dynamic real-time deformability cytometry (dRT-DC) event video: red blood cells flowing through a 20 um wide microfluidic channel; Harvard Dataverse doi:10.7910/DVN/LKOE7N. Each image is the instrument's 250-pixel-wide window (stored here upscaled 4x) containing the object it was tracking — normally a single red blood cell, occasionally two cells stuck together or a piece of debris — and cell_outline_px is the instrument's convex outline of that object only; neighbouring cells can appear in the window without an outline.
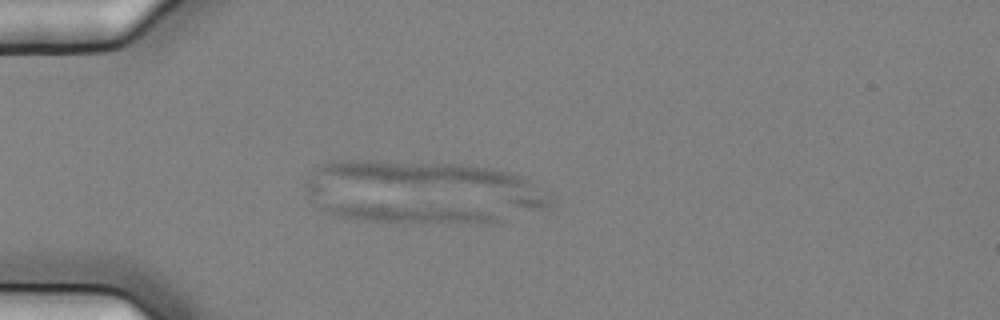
{"species": "common noctule bat (a hibernating species)", "species_latin": "Nyctalus noctula", "temperature_condition": "cold", "stored_images_in_passage": 7, "segment_of_instrument_passage": [1, 2], "camera_frame_rate_fps": 3000, "um_per_image_px": 0.085, "animal": {"sex": "female", "body_mass_g": 25.1}, "frame": {"image": 1, "passage_image": 5, "time_ms": 1.333, "image_size_px": [1000, 320], "cell_outline_px": [[496, 220], [360, 220], [336, 216], [320, 208], [320, 204], [376, 204], [452, 208], [480, 212], [496, 216]], "centroid_in_image_um": [34.2, 18.08], "position_along_channel_um": 50.8, "area_um2": 15.61}}